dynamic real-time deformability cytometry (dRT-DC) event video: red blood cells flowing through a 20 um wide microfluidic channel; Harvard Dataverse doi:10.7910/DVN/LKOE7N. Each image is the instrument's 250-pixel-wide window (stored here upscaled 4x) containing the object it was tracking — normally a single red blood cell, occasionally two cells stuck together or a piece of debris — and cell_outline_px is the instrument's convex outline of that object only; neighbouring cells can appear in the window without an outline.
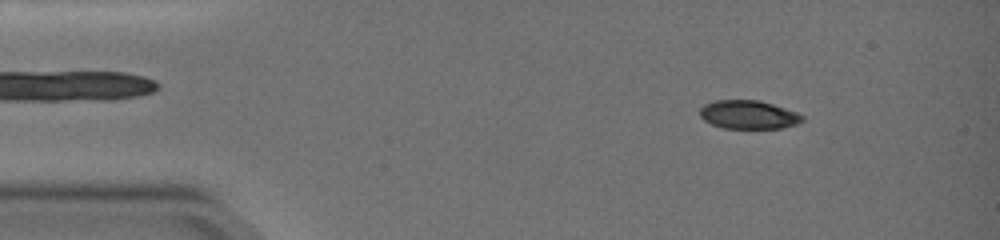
{"species": "common noctule bat (a hibernating species)", "species_latin": "Nyctalus noctula", "temperature_condition": "warm", "stored_images_in_passage": 28, "camera_frame_rate_fps": 3000, "um_per_image_px": 0.085, "animal": {"sex": "female", "body_mass_g": 19.0, "forearm_length_mm": 51.5}, "frame": {"image": 1, "passage_image": 8, "time_ms": 2.333, "image_size_px": [1000, 240], "cell_outline_px": [[804, 120], [796, 124], [780, 128], [724, 128], [712, 124], [704, 120], [700, 116], [700, 108], [704, 104], [716, 100], [760, 100], [796, 112], [804, 116]], "centroid_in_image_um": [63.61, 9.74], "position_along_channel_um": 21.4, "area_um2": 16.94}}
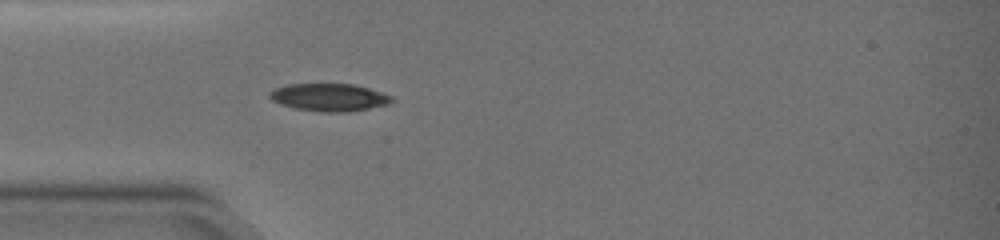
{"frame": {"image": 2, "passage_image": 22, "time_ms": 5.333, "image_size_px": [1000, 240], "cell_outline_px": [[396, 100], [392, 104], [348, 112], [320, 112], [296, 108], [280, 104], [272, 100], [268, 96], [268, 92], [276, 88], [288, 84], [352, 84], [368, 88], [392, 96]], "centroid_in_image_um": [28.01, 8.28], "position_along_channel_um": 57.0, "area_um2": 19.77}}